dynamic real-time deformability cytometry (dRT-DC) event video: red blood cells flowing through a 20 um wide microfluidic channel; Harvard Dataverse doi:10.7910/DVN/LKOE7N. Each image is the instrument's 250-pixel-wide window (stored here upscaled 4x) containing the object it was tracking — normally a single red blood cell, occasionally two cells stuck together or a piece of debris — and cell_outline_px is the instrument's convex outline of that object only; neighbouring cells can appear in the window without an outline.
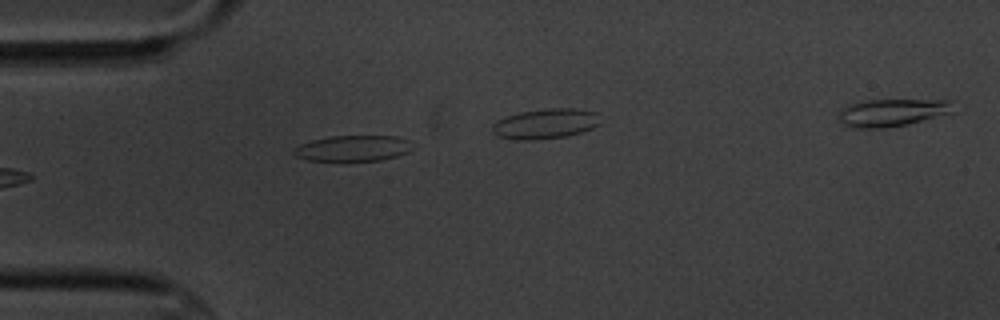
{"species": "common noctule bat (a hibernating species)", "species_latin": "Nyctalus noctula", "temperature_condition": "cold", "stored_images_in_passage": 6, "camera_frame_rate_fps": 3000, "um_per_image_px": 0.085, "animal": {"sex": "male", "body_mass_g": 20.1, "forearm_length_mm": 53.5}, "frame": {"image": 1, "passage_image": 5, "time_ms": 6.333, "image_size_px": [1000, 320], "cell_outline_px": [[408, 152], [396, 156], [380, 160], [308, 160], [296, 156], [292, 152], [300, 144], [312, 140], [332, 136], [396, 136], [408, 140]], "centroid_in_image_um": [29.96, 12.6], "position_along_channel_um": 55.0, "area_um2": 17.34}}